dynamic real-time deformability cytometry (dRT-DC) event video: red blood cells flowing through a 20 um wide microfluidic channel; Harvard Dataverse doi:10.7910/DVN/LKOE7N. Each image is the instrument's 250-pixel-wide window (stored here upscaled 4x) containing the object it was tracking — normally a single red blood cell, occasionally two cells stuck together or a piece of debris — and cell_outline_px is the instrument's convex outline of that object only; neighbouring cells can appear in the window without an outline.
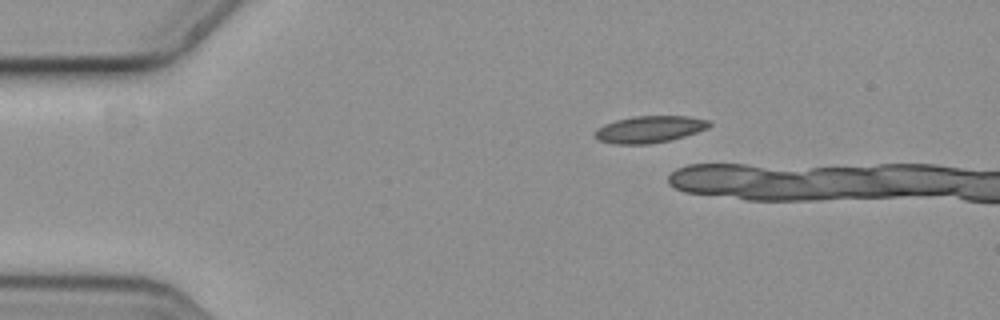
{"species": "common noctule bat (a hibernating species)", "species_latin": "Nyctalus noctula", "temperature_condition": "cold", "stored_images_in_passage": 3, "camera_frame_rate_fps": 3000, "um_per_image_px": 0.085, "animal": {"sex": "female", "body_mass_g": 19.3, "forearm_length_mm": 54.1}, "frame": {"image": 1, "passage_image": 1, "time_ms": 0.0, "image_size_px": [1000, 320], "cell_outline_px": [[712, 124], [708, 128], [684, 136], [652, 144], [612, 144], [596, 140], [592, 136], [592, 132], [596, 128], [604, 124], [616, 120], [632, 116], [688, 116], [708, 120]], "centroid_in_image_um": [55.12, 10.99], "position_along_channel_um": 29.9, "area_um2": 18.15}}